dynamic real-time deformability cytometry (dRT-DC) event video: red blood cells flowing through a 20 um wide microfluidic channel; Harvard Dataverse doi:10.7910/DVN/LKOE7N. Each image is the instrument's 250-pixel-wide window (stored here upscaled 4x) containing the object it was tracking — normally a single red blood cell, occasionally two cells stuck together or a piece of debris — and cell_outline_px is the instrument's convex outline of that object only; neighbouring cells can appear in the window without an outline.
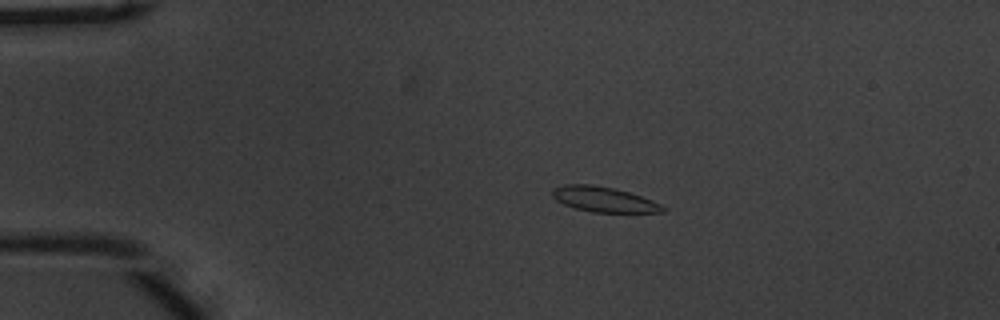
{"species": "common noctule bat (a hibernating species)", "species_latin": "Nyctalus noctula", "temperature_condition": "warm", "stored_images_in_passage": 50, "camera_frame_rate_fps": 3000, "um_per_image_px": 0.085, "animal": {"sex": "male", "body_mass_g": 20.1, "forearm_length_mm": 53.5}, "frame": {"image": 1, "passage_image": 7, "time_ms": 2.0, "image_size_px": [1000, 320], "cell_outline_px": [[668, 208], [664, 212], [592, 212], [576, 208], [564, 204], [556, 200], [552, 196], [552, 188], [564, 184], [592, 184], [612, 188], [628, 192], [652, 200]], "centroid_in_image_um": [51.31, 16.94], "position_along_channel_um": 33.7, "area_um2": 16.13}}
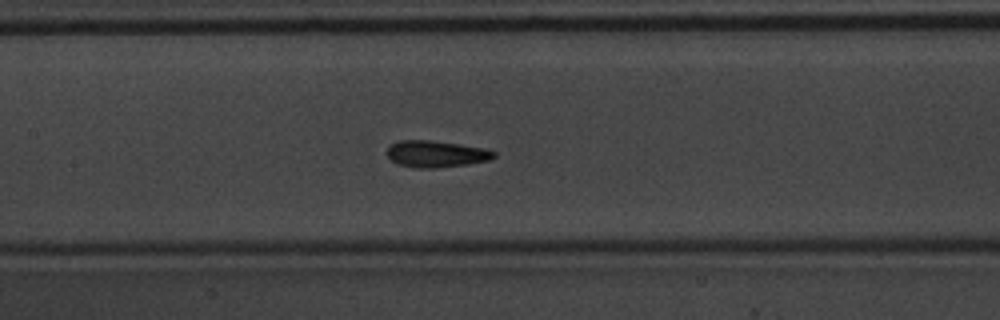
{"frame": {"image": 2, "passage_image": 22, "time_ms": 7.0, "image_size_px": [1000, 320], "cell_outline_px": [[496, 156], [488, 160], [468, 164], [436, 168], [416, 168], [396, 164], [388, 156], [388, 144], [400, 140], [428, 140], [460, 144], [484, 148], [496, 152]], "centroid_in_image_um": [37.05, 13.08], "position_along_channel_um": 170.4, "area_um2": 16.65}}
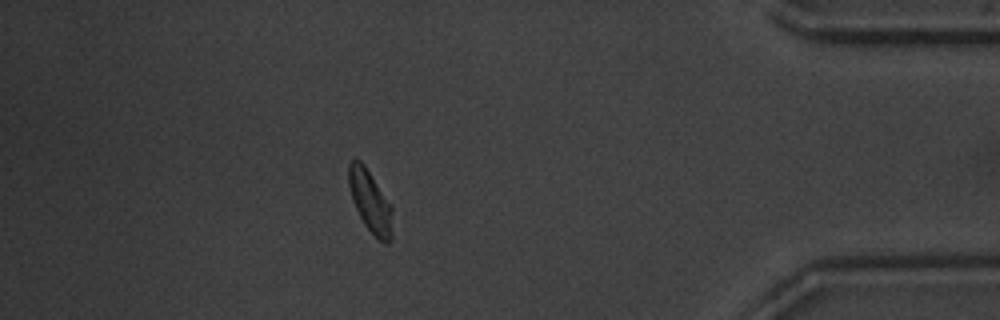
{"frame": {"image": 3, "passage_image": 44, "time_ms": 14.333, "image_size_px": [1000, 320], "cell_outline_px": [[392, 240], [388, 244], [384, 244], [364, 224], [352, 200], [348, 184], [348, 164], [352, 160], [360, 160], [364, 164], [392, 204]], "centroid_in_image_um": [31.49, 17.11], "position_along_channel_um": 403.7, "area_um2": 15.95}, "authors_computed_cell_mechanics": {"area_um2": 16.1262, "velocity_mm_per_s": 3.725, "shape_relaxation_time_tau1_ms": 3.205, "shape_relaxation_time_tau2_ms": 1.772, "deformation_change_tau1": 0.1092, "deformation_change_tau2": 0.0576}}